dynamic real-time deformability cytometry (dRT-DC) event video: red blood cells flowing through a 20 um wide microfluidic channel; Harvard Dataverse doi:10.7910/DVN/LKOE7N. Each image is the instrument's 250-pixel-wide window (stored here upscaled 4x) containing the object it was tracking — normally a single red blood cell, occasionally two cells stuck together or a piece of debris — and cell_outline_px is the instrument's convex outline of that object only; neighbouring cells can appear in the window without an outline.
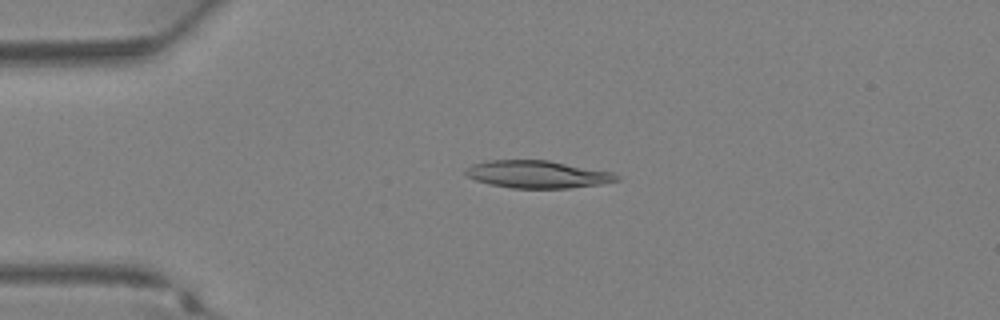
{"species": "Egyptian fruit bat (a non-hibernating species)", "species_latin": "Rousettus aegyptiacus", "temperature_condition": "warm", "stored_images_in_passage": 32, "camera_frame_rate_fps": 3000, "um_per_image_px": 0.085, "animal": {"sex": "female"}, "frame": {"image": 1, "passage_image": 4, "time_ms": 1.0, "image_size_px": [1000, 320], "cell_outline_px": [[620, 180], [600, 184], [568, 188], [512, 188], [488, 184], [476, 180], [468, 176], [464, 172], [464, 168], [472, 164], [488, 160], [548, 160], [612, 172], [620, 176]], "centroid_in_image_um": [45.66, 14.81], "position_along_channel_um": 39.3, "area_um2": 24.22}}
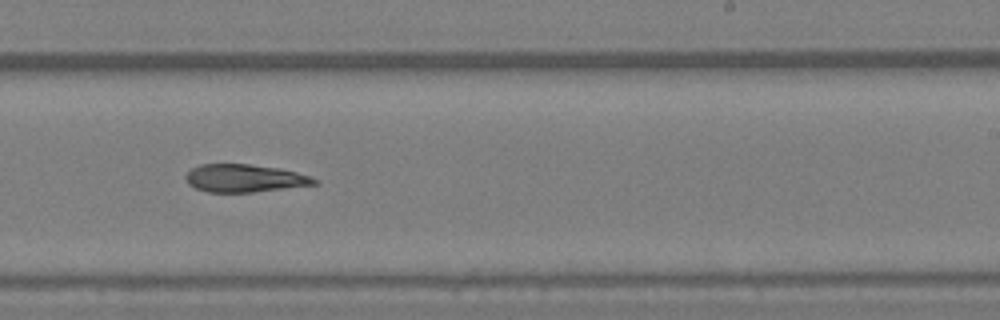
{"frame": {"image": 2, "passage_image": 18, "time_ms": 5.667, "image_size_px": [1000, 320], "cell_outline_px": [[320, 184], [252, 192], [208, 192], [196, 188], [188, 184], [184, 176], [192, 168], [200, 164], [248, 164], [280, 168], [312, 176], [320, 180]], "centroid_in_image_um": [20.83, 15.15], "position_along_channel_um": 268.2, "area_um2": 20.98}}
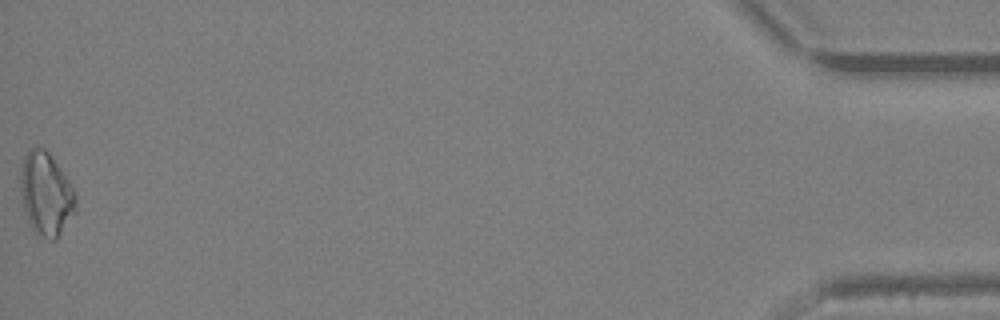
{"frame": {"image": 3, "passage_image": 32, "time_ms": 10.333, "image_size_px": [1000, 320], "cell_outline_px": [[76, 212], [56, 240], [52, 240], [36, 236], [28, 224], [20, 192], [20, 168], [24, 156], [32, 148], [44, 148], [48, 152], [72, 184], [76, 192]], "centroid_in_image_um": [3.91, 16.54], "position_along_channel_um": 431.3, "area_um2": 27.22}}